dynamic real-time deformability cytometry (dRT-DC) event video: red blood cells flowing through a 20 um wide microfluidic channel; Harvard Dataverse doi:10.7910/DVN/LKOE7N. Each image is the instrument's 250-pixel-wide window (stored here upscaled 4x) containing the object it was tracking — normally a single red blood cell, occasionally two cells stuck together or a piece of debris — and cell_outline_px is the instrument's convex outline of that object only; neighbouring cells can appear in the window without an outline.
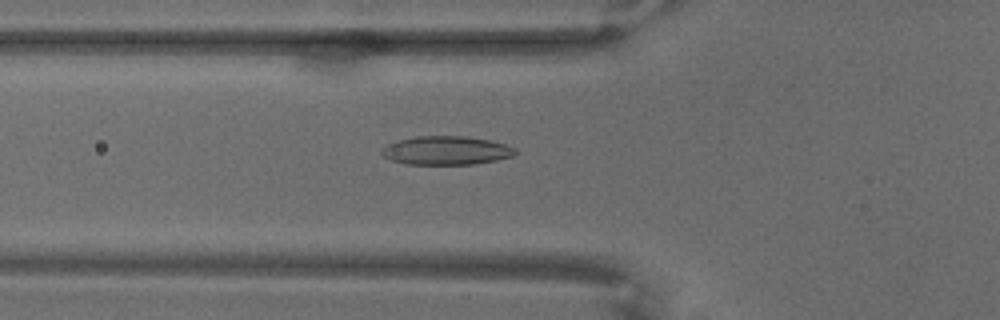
{"species": "common noctule bat (a hibernating species)", "species_latin": "Nyctalus noctula", "temperature_condition": "warm", "stored_images_in_passage": 56, "camera_frame_rate_fps": 3000, "um_per_image_px": 0.085, "animal": {"sex": "male", "body_mass_g": 18.8}, "frame": {"image": 1, "passage_image": 25, "time_ms": 8.0, "image_size_px": [1000, 320], "cell_outline_px": [[520, 152], [512, 156], [496, 160], [472, 164], [404, 164], [392, 160], [384, 156], [380, 152], [380, 148], [388, 144], [400, 140], [416, 136], [468, 136], [488, 140], [504, 144], [516, 148]], "centroid_in_image_um": [37.94, 12.79], "position_along_channel_um": 87.9, "area_um2": 22.31}}
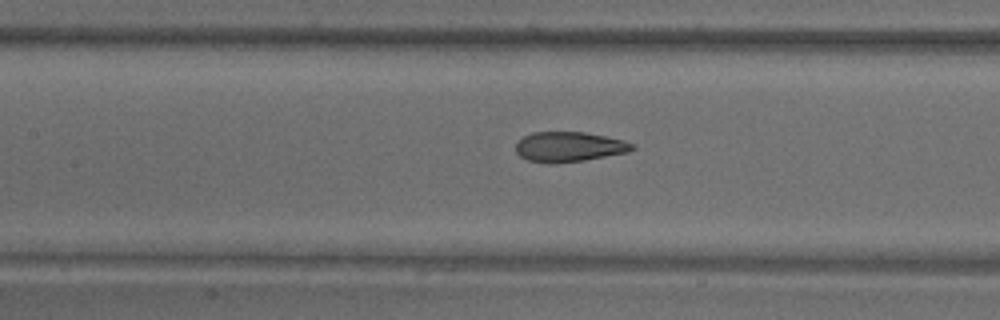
{"frame": {"image": 2, "passage_image": 32, "time_ms": 10.333, "image_size_px": [1000, 320], "cell_outline_px": [[636, 148], [628, 152], [584, 160], [548, 164], [528, 160], [520, 156], [516, 152], [516, 144], [524, 136], [532, 132], [584, 132], [624, 140], [632, 144]], "centroid_in_image_um": [48.36, 12.48], "position_along_channel_um": 159.0, "area_um2": 20.23}}
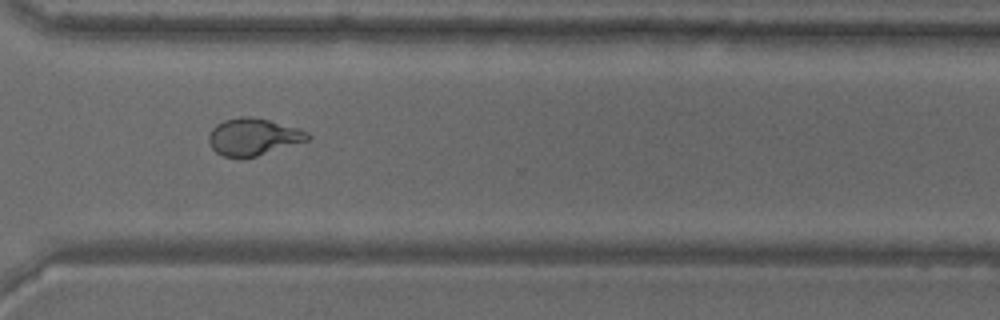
{"frame": {"image": 3, "passage_image": 51, "time_ms": 16.667, "image_size_px": [1000, 320], "cell_outline_px": [[312, 136], [308, 140], [256, 156], [224, 156], [216, 152], [212, 148], [208, 140], [208, 136], [212, 128], [216, 124], [224, 120], [240, 116], [252, 116], [268, 120], [296, 128], [308, 132]], "centroid_in_image_um": [21.5, 11.61], "position_along_channel_um": 349.1, "area_um2": 20.98}}